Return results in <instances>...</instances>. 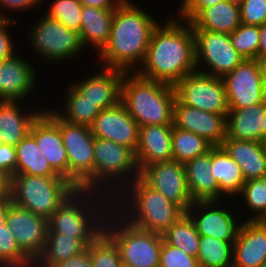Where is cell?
Here are the masks:
<instances>
[{
	"instance_id": "obj_1",
	"label": "cell",
	"mask_w": 266,
	"mask_h": 267,
	"mask_svg": "<svg viewBox=\"0 0 266 267\" xmlns=\"http://www.w3.org/2000/svg\"><path fill=\"white\" fill-rule=\"evenodd\" d=\"M153 30L147 54L136 73L146 79L175 85L197 71L192 24L172 13Z\"/></svg>"
},
{
	"instance_id": "obj_2",
	"label": "cell",
	"mask_w": 266,
	"mask_h": 267,
	"mask_svg": "<svg viewBox=\"0 0 266 267\" xmlns=\"http://www.w3.org/2000/svg\"><path fill=\"white\" fill-rule=\"evenodd\" d=\"M133 2L124 0L115 9L108 42L96 55L101 67L136 72L145 60L159 21L151 11L148 13L145 7Z\"/></svg>"
},
{
	"instance_id": "obj_3",
	"label": "cell",
	"mask_w": 266,
	"mask_h": 267,
	"mask_svg": "<svg viewBox=\"0 0 266 267\" xmlns=\"http://www.w3.org/2000/svg\"><path fill=\"white\" fill-rule=\"evenodd\" d=\"M112 200V208L129 224L160 234L185 213L140 176Z\"/></svg>"
},
{
	"instance_id": "obj_4",
	"label": "cell",
	"mask_w": 266,
	"mask_h": 267,
	"mask_svg": "<svg viewBox=\"0 0 266 267\" xmlns=\"http://www.w3.org/2000/svg\"><path fill=\"white\" fill-rule=\"evenodd\" d=\"M112 201L103 193L77 189L53 212L48 231L79 238L89 246L103 232Z\"/></svg>"
},
{
	"instance_id": "obj_5",
	"label": "cell",
	"mask_w": 266,
	"mask_h": 267,
	"mask_svg": "<svg viewBox=\"0 0 266 267\" xmlns=\"http://www.w3.org/2000/svg\"><path fill=\"white\" fill-rule=\"evenodd\" d=\"M174 85L126 72L121 84L120 102L139 126L173 124Z\"/></svg>"
},
{
	"instance_id": "obj_6",
	"label": "cell",
	"mask_w": 266,
	"mask_h": 267,
	"mask_svg": "<svg viewBox=\"0 0 266 267\" xmlns=\"http://www.w3.org/2000/svg\"><path fill=\"white\" fill-rule=\"evenodd\" d=\"M93 157L94 191L112 199L140 176L135 153L124 145L94 138Z\"/></svg>"
},
{
	"instance_id": "obj_7",
	"label": "cell",
	"mask_w": 266,
	"mask_h": 267,
	"mask_svg": "<svg viewBox=\"0 0 266 267\" xmlns=\"http://www.w3.org/2000/svg\"><path fill=\"white\" fill-rule=\"evenodd\" d=\"M103 232L117 246L122 263L132 267H159L162 234L129 224L113 208L106 216Z\"/></svg>"
},
{
	"instance_id": "obj_8",
	"label": "cell",
	"mask_w": 266,
	"mask_h": 267,
	"mask_svg": "<svg viewBox=\"0 0 266 267\" xmlns=\"http://www.w3.org/2000/svg\"><path fill=\"white\" fill-rule=\"evenodd\" d=\"M77 189L63 177L17 174L11 178V200L16 206L49 220Z\"/></svg>"
},
{
	"instance_id": "obj_9",
	"label": "cell",
	"mask_w": 266,
	"mask_h": 267,
	"mask_svg": "<svg viewBox=\"0 0 266 267\" xmlns=\"http://www.w3.org/2000/svg\"><path fill=\"white\" fill-rule=\"evenodd\" d=\"M59 128L68 157V181L76 188L94 191V136L91 127L61 119L53 108L43 111Z\"/></svg>"
},
{
	"instance_id": "obj_10",
	"label": "cell",
	"mask_w": 266,
	"mask_h": 267,
	"mask_svg": "<svg viewBox=\"0 0 266 267\" xmlns=\"http://www.w3.org/2000/svg\"><path fill=\"white\" fill-rule=\"evenodd\" d=\"M31 26L28 27L30 32H27L25 39L28 38V47L33 50L31 54L34 53L43 62L58 64L70 60L71 63L73 58L78 60L77 57L85 49L80 32L68 29L46 14Z\"/></svg>"
},
{
	"instance_id": "obj_11",
	"label": "cell",
	"mask_w": 266,
	"mask_h": 267,
	"mask_svg": "<svg viewBox=\"0 0 266 267\" xmlns=\"http://www.w3.org/2000/svg\"><path fill=\"white\" fill-rule=\"evenodd\" d=\"M176 98L189 107L227 116L229 104L222 78L195 71L175 85Z\"/></svg>"
},
{
	"instance_id": "obj_12",
	"label": "cell",
	"mask_w": 266,
	"mask_h": 267,
	"mask_svg": "<svg viewBox=\"0 0 266 267\" xmlns=\"http://www.w3.org/2000/svg\"><path fill=\"white\" fill-rule=\"evenodd\" d=\"M193 31L198 72L223 78L244 60L232 46L230 34L204 29Z\"/></svg>"
},
{
	"instance_id": "obj_13",
	"label": "cell",
	"mask_w": 266,
	"mask_h": 267,
	"mask_svg": "<svg viewBox=\"0 0 266 267\" xmlns=\"http://www.w3.org/2000/svg\"><path fill=\"white\" fill-rule=\"evenodd\" d=\"M229 109H243L266 102V79L262 63L244 59L223 78Z\"/></svg>"
},
{
	"instance_id": "obj_14",
	"label": "cell",
	"mask_w": 266,
	"mask_h": 267,
	"mask_svg": "<svg viewBox=\"0 0 266 267\" xmlns=\"http://www.w3.org/2000/svg\"><path fill=\"white\" fill-rule=\"evenodd\" d=\"M226 202L232 201H195L189 206L186 213L194 221L200 236L214 237L222 241L236 240L243 217L241 219L239 214H237L238 216L234 215L235 210L231 203L229 205ZM238 219L241 220L238 221Z\"/></svg>"
},
{
	"instance_id": "obj_15",
	"label": "cell",
	"mask_w": 266,
	"mask_h": 267,
	"mask_svg": "<svg viewBox=\"0 0 266 267\" xmlns=\"http://www.w3.org/2000/svg\"><path fill=\"white\" fill-rule=\"evenodd\" d=\"M140 177L153 189L177 204L185 213L193 203L186 178L185 165L175 160L146 166Z\"/></svg>"
},
{
	"instance_id": "obj_16",
	"label": "cell",
	"mask_w": 266,
	"mask_h": 267,
	"mask_svg": "<svg viewBox=\"0 0 266 267\" xmlns=\"http://www.w3.org/2000/svg\"><path fill=\"white\" fill-rule=\"evenodd\" d=\"M5 224L21 250L35 262L45 247L48 220L12 203Z\"/></svg>"
},
{
	"instance_id": "obj_17",
	"label": "cell",
	"mask_w": 266,
	"mask_h": 267,
	"mask_svg": "<svg viewBox=\"0 0 266 267\" xmlns=\"http://www.w3.org/2000/svg\"><path fill=\"white\" fill-rule=\"evenodd\" d=\"M19 52L0 63V102H24L36 91L37 71ZM38 80V81H37Z\"/></svg>"
},
{
	"instance_id": "obj_18",
	"label": "cell",
	"mask_w": 266,
	"mask_h": 267,
	"mask_svg": "<svg viewBox=\"0 0 266 267\" xmlns=\"http://www.w3.org/2000/svg\"><path fill=\"white\" fill-rule=\"evenodd\" d=\"M91 130L94 138L111 140L130 148L134 153L136 152L139 125L121 102L101 110L96 116Z\"/></svg>"
},
{
	"instance_id": "obj_19",
	"label": "cell",
	"mask_w": 266,
	"mask_h": 267,
	"mask_svg": "<svg viewBox=\"0 0 266 267\" xmlns=\"http://www.w3.org/2000/svg\"><path fill=\"white\" fill-rule=\"evenodd\" d=\"M99 70V71H98ZM97 72L85 78L70 82L90 102L101 109L117 105L121 98V84L126 71L112 68H98Z\"/></svg>"
},
{
	"instance_id": "obj_20",
	"label": "cell",
	"mask_w": 266,
	"mask_h": 267,
	"mask_svg": "<svg viewBox=\"0 0 266 267\" xmlns=\"http://www.w3.org/2000/svg\"><path fill=\"white\" fill-rule=\"evenodd\" d=\"M173 124L176 128L204 137L213 146L221 145L226 138V117L224 115L189 107L182 104L177 98L174 102Z\"/></svg>"
},
{
	"instance_id": "obj_21",
	"label": "cell",
	"mask_w": 266,
	"mask_h": 267,
	"mask_svg": "<svg viewBox=\"0 0 266 267\" xmlns=\"http://www.w3.org/2000/svg\"><path fill=\"white\" fill-rule=\"evenodd\" d=\"M29 133L52 169L68 180V157L60 128L42 112L32 123Z\"/></svg>"
},
{
	"instance_id": "obj_22",
	"label": "cell",
	"mask_w": 266,
	"mask_h": 267,
	"mask_svg": "<svg viewBox=\"0 0 266 267\" xmlns=\"http://www.w3.org/2000/svg\"><path fill=\"white\" fill-rule=\"evenodd\" d=\"M174 124L139 126L135 159L141 172L155 162L172 160V129Z\"/></svg>"
},
{
	"instance_id": "obj_23",
	"label": "cell",
	"mask_w": 266,
	"mask_h": 267,
	"mask_svg": "<svg viewBox=\"0 0 266 267\" xmlns=\"http://www.w3.org/2000/svg\"><path fill=\"white\" fill-rule=\"evenodd\" d=\"M266 264V226L243 220L233 249L232 267H262Z\"/></svg>"
},
{
	"instance_id": "obj_24",
	"label": "cell",
	"mask_w": 266,
	"mask_h": 267,
	"mask_svg": "<svg viewBox=\"0 0 266 267\" xmlns=\"http://www.w3.org/2000/svg\"><path fill=\"white\" fill-rule=\"evenodd\" d=\"M22 106L20 102H0V140L3 144L15 147L29 133L32 123L44 111L43 108L37 110V107L34 111L33 108L28 111Z\"/></svg>"
},
{
	"instance_id": "obj_25",
	"label": "cell",
	"mask_w": 266,
	"mask_h": 267,
	"mask_svg": "<svg viewBox=\"0 0 266 267\" xmlns=\"http://www.w3.org/2000/svg\"><path fill=\"white\" fill-rule=\"evenodd\" d=\"M187 185L193 202L225 200L219 185L211 175L210 150L185 164Z\"/></svg>"
},
{
	"instance_id": "obj_26",
	"label": "cell",
	"mask_w": 266,
	"mask_h": 267,
	"mask_svg": "<svg viewBox=\"0 0 266 267\" xmlns=\"http://www.w3.org/2000/svg\"><path fill=\"white\" fill-rule=\"evenodd\" d=\"M221 146L240 166L246 181L266 177V152L263 142L225 138Z\"/></svg>"
},
{
	"instance_id": "obj_27",
	"label": "cell",
	"mask_w": 266,
	"mask_h": 267,
	"mask_svg": "<svg viewBox=\"0 0 266 267\" xmlns=\"http://www.w3.org/2000/svg\"><path fill=\"white\" fill-rule=\"evenodd\" d=\"M266 102L243 109H229L226 116V138L262 142V124Z\"/></svg>"
},
{
	"instance_id": "obj_28",
	"label": "cell",
	"mask_w": 266,
	"mask_h": 267,
	"mask_svg": "<svg viewBox=\"0 0 266 267\" xmlns=\"http://www.w3.org/2000/svg\"><path fill=\"white\" fill-rule=\"evenodd\" d=\"M114 13L115 9L82 6L80 35L85 49L91 45L89 47L91 49L94 47L98 55L105 47L111 32Z\"/></svg>"
},
{
	"instance_id": "obj_29",
	"label": "cell",
	"mask_w": 266,
	"mask_h": 267,
	"mask_svg": "<svg viewBox=\"0 0 266 267\" xmlns=\"http://www.w3.org/2000/svg\"><path fill=\"white\" fill-rule=\"evenodd\" d=\"M211 175L219 185L220 192L235 201L246 182L240 166L228 155L221 145L210 148Z\"/></svg>"
},
{
	"instance_id": "obj_30",
	"label": "cell",
	"mask_w": 266,
	"mask_h": 267,
	"mask_svg": "<svg viewBox=\"0 0 266 267\" xmlns=\"http://www.w3.org/2000/svg\"><path fill=\"white\" fill-rule=\"evenodd\" d=\"M193 29L231 34L240 24V7L224 0L204 8L191 22Z\"/></svg>"
},
{
	"instance_id": "obj_31",
	"label": "cell",
	"mask_w": 266,
	"mask_h": 267,
	"mask_svg": "<svg viewBox=\"0 0 266 267\" xmlns=\"http://www.w3.org/2000/svg\"><path fill=\"white\" fill-rule=\"evenodd\" d=\"M16 175L61 177L40 151L35 138L28 133L16 146Z\"/></svg>"
},
{
	"instance_id": "obj_32",
	"label": "cell",
	"mask_w": 266,
	"mask_h": 267,
	"mask_svg": "<svg viewBox=\"0 0 266 267\" xmlns=\"http://www.w3.org/2000/svg\"><path fill=\"white\" fill-rule=\"evenodd\" d=\"M63 92L66 94L63 95L65 96L61 105L63 107L53 111L64 121L91 127L101 109L96 103L85 99L70 82Z\"/></svg>"
},
{
	"instance_id": "obj_33",
	"label": "cell",
	"mask_w": 266,
	"mask_h": 267,
	"mask_svg": "<svg viewBox=\"0 0 266 267\" xmlns=\"http://www.w3.org/2000/svg\"><path fill=\"white\" fill-rule=\"evenodd\" d=\"M86 248L87 246L79 238L48 231L44 250L34 262L33 267H52Z\"/></svg>"
},
{
	"instance_id": "obj_34",
	"label": "cell",
	"mask_w": 266,
	"mask_h": 267,
	"mask_svg": "<svg viewBox=\"0 0 266 267\" xmlns=\"http://www.w3.org/2000/svg\"><path fill=\"white\" fill-rule=\"evenodd\" d=\"M162 236L167 244L181 249L188 255L197 257L200 235L197 232L194 221L187 213H184L163 232Z\"/></svg>"
},
{
	"instance_id": "obj_35",
	"label": "cell",
	"mask_w": 266,
	"mask_h": 267,
	"mask_svg": "<svg viewBox=\"0 0 266 267\" xmlns=\"http://www.w3.org/2000/svg\"><path fill=\"white\" fill-rule=\"evenodd\" d=\"M234 241L200 236L197 260L200 267H232Z\"/></svg>"
},
{
	"instance_id": "obj_36",
	"label": "cell",
	"mask_w": 266,
	"mask_h": 267,
	"mask_svg": "<svg viewBox=\"0 0 266 267\" xmlns=\"http://www.w3.org/2000/svg\"><path fill=\"white\" fill-rule=\"evenodd\" d=\"M212 146L204 137L173 126L172 160L185 164L187 161L205 154Z\"/></svg>"
},
{
	"instance_id": "obj_37",
	"label": "cell",
	"mask_w": 266,
	"mask_h": 267,
	"mask_svg": "<svg viewBox=\"0 0 266 267\" xmlns=\"http://www.w3.org/2000/svg\"><path fill=\"white\" fill-rule=\"evenodd\" d=\"M0 266L33 267L34 262L21 250L6 224L0 226Z\"/></svg>"
},
{
	"instance_id": "obj_38",
	"label": "cell",
	"mask_w": 266,
	"mask_h": 267,
	"mask_svg": "<svg viewBox=\"0 0 266 267\" xmlns=\"http://www.w3.org/2000/svg\"><path fill=\"white\" fill-rule=\"evenodd\" d=\"M48 3L50 6H47L46 15L57 19L68 29L80 32L83 6L80 0H49Z\"/></svg>"
},
{
	"instance_id": "obj_39",
	"label": "cell",
	"mask_w": 266,
	"mask_h": 267,
	"mask_svg": "<svg viewBox=\"0 0 266 267\" xmlns=\"http://www.w3.org/2000/svg\"><path fill=\"white\" fill-rule=\"evenodd\" d=\"M237 197H240L238 201L243 200L240 203L252 214L244 220H254L266 206V177L247 180Z\"/></svg>"
},
{
	"instance_id": "obj_40",
	"label": "cell",
	"mask_w": 266,
	"mask_h": 267,
	"mask_svg": "<svg viewBox=\"0 0 266 267\" xmlns=\"http://www.w3.org/2000/svg\"><path fill=\"white\" fill-rule=\"evenodd\" d=\"M92 267H120L122 260L115 243L102 232L89 246Z\"/></svg>"
},
{
	"instance_id": "obj_41",
	"label": "cell",
	"mask_w": 266,
	"mask_h": 267,
	"mask_svg": "<svg viewBox=\"0 0 266 267\" xmlns=\"http://www.w3.org/2000/svg\"><path fill=\"white\" fill-rule=\"evenodd\" d=\"M232 46L244 59H256L260 42L259 26L240 24L230 34Z\"/></svg>"
},
{
	"instance_id": "obj_42",
	"label": "cell",
	"mask_w": 266,
	"mask_h": 267,
	"mask_svg": "<svg viewBox=\"0 0 266 267\" xmlns=\"http://www.w3.org/2000/svg\"><path fill=\"white\" fill-rule=\"evenodd\" d=\"M159 267H200L197 257L162 241Z\"/></svg>"
},
{
	"instance_id": "obj_43",
	"label": "cell",
	"mask_w": 266,
	"mask_h": 267,
	"mask_svg": "<svg viewBox=\"0 0 266 267\" xmlns=\"http://www.w3.org/2000/svg\"><path fill=\"white\" fill-rule=\"evenodd\" d=\"M239 7L242 24L260 26L266 23V0H244Z\"/></svg>"
},
{
	"instance_id": "obj_44",
	"label": "cell",
	"mask_w": 266,
	"mask_h": 267,
	"mask_svg": "<svg viewBox=\"0 0 266 267\" xmlns=\"http://www.w3.org/2000/svg\"><path fill=\"white\" fill-rule=\"evenodd\" d=\"M178 6V18L191 22L204 8L212 7L224 0H181Z\"/></svg>"
},
{
	"instance_id": "obj_45",
	"label": "cell",
	"mask_w": 266,
	"mask_h": 267,
	"mask_svg": "<svg viewBox=\"0 0 266 267\" xmlns=\"http://www.w3.org/2000/svg\"><path fill=\"white\" fill-rule=\"evenodd\" d=\"M43 0H0V20H16L10 14L14 12H26L34 8L37 9L42 4ZM37 7V8H36ZM9 13L7 15V13Z\"/></svg>"
},
{
	"instance_id": "obj_46",
	"label": "cell",
	"mask_w": 266,
	"mask_h": 267,
	"mask_svg": "<svg viewBox=\"0 0 266 267\" xmlns=\"http://www.w3.org/2000/svg\"><path fill=\"white\" fill-rule=\"evenodd\" d=\"M12 23L17 24V20H0V63L17 52L16 43L13 41L14 37H11L12 35L8 32Z\"/></svg>"
},
{
	"instance_id": "obj_47",
	"label": "cell",
	"mask_w": 266,
	"mask_h": 267,
	"mask_svg": "<svg viewBox=\"0 0 266 267\" xmlns=\"http://www.w3.org/2000/svg\"><path fill=\"white\" fill-rule=\"evenodd\" d=\"M0 171L11 178L16 175V149L8 144L0 146Z\"/></svg>"
},
{
	"instance_id": "obj_48",
	"label": "cell",
	"mask_w": 266,
	"mask_h": 267,
	"mask_svg": "<svg viewBox=\"0 0 266 267\" xmlns=\"http://www.w3.org/2000/svg\"><path fill=\"white\" fill-rule=\"evenodd\" d=\"M52 267H92L88 246L84 251L69 257L66 260L60 261L54 264Z\"/></svg>"
},
{
	"instance_id": "obj_49",
	"label": "cell",
	"mask_w": 266,
	"mask_h": 267,
	"mask_svg": "<svg viewBox=\"0 0 266 267\" xmlns=\"http://www.w3.org/2000/svg\"><path fill=\"white\" fill-rule=\"evenodd\" d=\"M11 200V177L0 171V201Z\"/></svg>"
},
{
	"instance_id": "obj_50",
	"label": "cell",
	"mask_w": 266,
	"mask_h": 267,
	"mask_svg": "<svg viewBox=\"0 0 266 267\" xmlns=\"http://www.w3.org/2000/svg\"><path fill=\"white\" fill-rule=\"evenodd\" d=\"M260 42L256 60L262 63L266 59V23L259 26Z\"/></svg>"
},
{
	"instance_id": "obj_51",
	"label": "cell",
	"mask_w": 266,
	"mask_h": 267,
	"mask_svg": "<svg viewBox=\"0 0 266 267\" xmlns=\"http://www.w3.org/2000/svg\"><path fill=\"white\" fill-rule=\"evenodd\" d=\"M83 5L116 9L124 0H80Z\"/></svg>"
},
{
	"instance_id": "obj_52",
	"label": "cell",
	"mask_w": 266,
	"mask_h": 267,
	"mask_svg": "<svg viewBox=\"0 0 266 267\" xmlns=\"http://www.w3.org/2000/svg\"><path fill=\"white\" fill-rule=\"evenodd\" d=\"M11 204H12V200L0 201V226L4 225L6 223L8 207Z\"/></svg>"
},
{
	"instance_id": "obj_53",
	"label": "cell",
	"mask_w": 266,
	"mask_h": 267,
	"mask_svg": "<svg viewBox=\"0 0 266 267\" xmlns=\"http://www.w3.org/2000/svg\"><path fill=\"white\" fill-rule=\"evenodd\" d=\"M258 224L266 226V206L263 211L254 219Z\"/></svg>"
},
{
	"instance_id": "obj_54",
	"label": "cell",
	"mask_w": 266,
	"mask_h": 267,
	"mask_svg": "<svg viewBox=\"0 0 266 267\" xmlns=\"http://www.w3.org/2000/svg\"><path fill=\"white\" fill-rule=\"evenodd\" d=\"M266 141V117L262 124V142Z\"/></svg>"
},
{
	"instance_id": "obj_55",
	"label": "cell",
	"mask_w": 266,
	"mask_h": 267,
	"mask_svg": "<svg viewBox=\"0 0 266 267\" xmlns=\"http://www.w3.org/2000/svg\"><path fill=\"white\" fill-rule=\"evenodd\" d=\"M233 4H237V5H240L244 0H227Z\"/></svg>"
},
{
	"instance_id": "obj_56",
	"label": "cell",
	"mask_w": 266,
	"mask_h": 267,
	"mask_svg": "<svg viewBox=\"0 0 266 267\" xmlns=\"http://www.w3.org/2000/svg\"><path fill=\"white\" fill-rule=\"evenodd\" d=\"M262 66H263L264 76H265V79H266V59L262 62Z\"/></svg>"
},
{
	"instance_id": "obj_57",
	"label": "cell",
	"mask_w": 266,
	"mask_h": 267,
	"mask_svg": "<svg viewBox=\"0 0 266 267\" xmlns=\"http://www.w3.org/2000/svg\"><path fill=\"white\" fill-rule=\"evenodd\" d=\"M120 267H132V266L122 263Z\"/></svg>"
},
{
	"instance_id": "obj_58",
	"label": "cell",
	"mask_w": 266,
	"mask_h": 267,
	"mask_svg": "<svg viewBox=\"0 0 266 267\" xmlns=\"http://www.w3.org/2000/svg\"><path fill=\"white\" fill-rule=\"evenodd\" d=\"M264 148H265V152H266V141L263 142Z\"/></svg>"
}]
</instances>
